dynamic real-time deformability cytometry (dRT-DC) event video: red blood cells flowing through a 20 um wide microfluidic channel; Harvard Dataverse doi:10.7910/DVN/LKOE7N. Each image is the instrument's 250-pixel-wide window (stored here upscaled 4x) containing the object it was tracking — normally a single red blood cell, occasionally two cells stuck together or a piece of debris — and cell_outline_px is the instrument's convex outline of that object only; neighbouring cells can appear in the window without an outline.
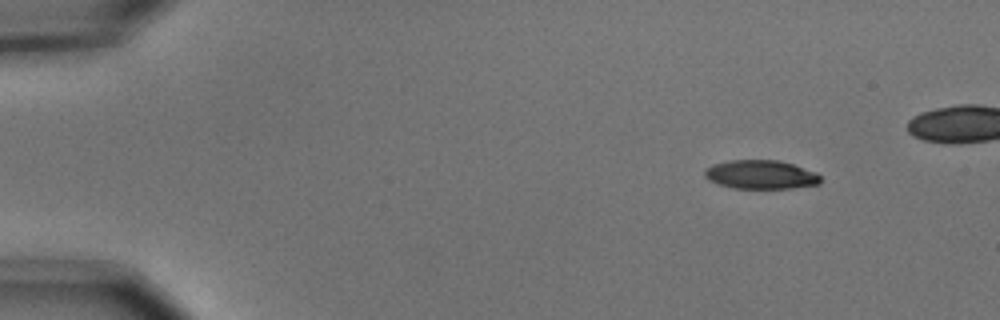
{"species": "common noctule bat (a hibernating species)", "species_latin": "Nyctalus noctula", "temperature_condition": "cold", "stored_images_in_passage": 5, "camera_frame_rate_fps": 3000, "um_per_image_px": 0.085, "animal": {"sex": "male", "body_mass_g": 15.6}, "frame": {"image": 1, "passage_image": 1, "time_ms": 0.0, "image_size_px": [1000, 320], "cell_outline_px": [[820, 184], [792, 188], [736, 188], [720, 184], [708, 180], [704, 176], [704, 168], [712, 164], [728, 160], [776, 160], [792, 164], [816, 172], [820, 176]], "centroid_in_image_um": [64.64, 14.83], "position_along_channel_um": 20.4, "area_um2": 19.42}}